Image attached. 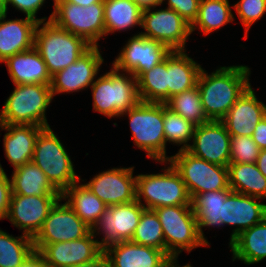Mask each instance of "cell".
<instances>
[{"instance_id": "cell-1", "label": "cell", "mask_w": 266, "mask_h": 267, "mask_svg": "<svg viewBox=\"0 0 266 267\" xmlns=\"http://www.w3.org/2000/svg\"><path fill=\"white\" fill-rule=\"evenodd\" d=\"M246 65L223 66L208 74L201 69L197 87L208 120L221 121L237 99L251 86Z\"/></svg>"}, {"instance_id": "cell-2", "label": "cell", "mask_w": 266, "mask_h": 267, "mask_svg": "<svg viewBox=\"0 0 266 267\" xmlns=\"http://www.w3.org/2000/svg\"><path fill=\"white\" fill-rule=\"evenodd\" d=\"M34 47L40 53L52 76L75 63L92 45L84 38L58 27L49 20L38 23Z\"/></svg>"}, {"instance_id": "cell-3", "label": "cell", "mask_w": 266, "mask_h": 267, "mask_svg": "<svg viewBox=\"0 0 266 267\" xmlns=\"http://www.w3.org/2000/svg\"><path fill=\"white\" fill-rule=\"evenodd\" d=\"M91 89L94 111L111 119L121 117L141 101L137 79L131 73H123L113 66L109 72L95 79Z\"/></svg>"}, {"instance_id": "cell-4", "label": "cell", "mask_w": 266, "mask_h": 267, "mask_svg": "<svg viewBox=\"0 0 266 267\" xmlns=\"http://www.w3.org/2000/svg\"><path fill=\"white\" fill-rule=\"evenodd\" d=\"M52 99L49 85L15 84L0 112V124L50 127L45 114Z\"/></svg>"}, {"instance_id": "cell-5", "label": "cell", "mask_w": 266, "mask_h": 267, "mask_svg": "<svg viewBox=\"0 0 266 267\" xmlns=\"http://www.w3.org/2000/svg\"><path fill=\"white\" fill-rule=\"evenodd\" d=\"M64 145L50 127L43 128L37 137L32 162L46 175L62 195L72 184L81 180Z\"/></svg>"}, {"instance_id": "cell-6", "label": "cell", "mask_w": 266, "mask_h": 267, "mask_svg": "<svg viewBox=\"0 0 266 267\" xmlns=\"http://www.w3.org/2000/svg\"><path fill=\"white\" fill-rule=\"evenodd\" d=\"M160 163L169 164L162 168L164 173L136 175V200L150 210L163 206L192 205L180 174L170 162Z\"/></svg>"}, {"instance_id": "cell-7", "label": "cell", "mask_w": 266, "mask_h": 267, "mask_svg": "<svg viewBox=\"0 0 266 267\" xmlns=\"http://www.w3.org/2000/svg\"><path fill=\"white\" fill-rule=\"evenodd\" d=\"M123 115L129 118L134 145L148 158L165 162L163 103L140 101Z\"/></svg>"}, {"instance_id": "cell-8", "label": "cell", "mask_w": 266, "mask_h": 267, "mask_svg": "<svg viewBox=\"0 0 266 267\" xmlns=\"http://www.w3.org/2000/svg\"><path fill=\"white\" fill-rule=\"evenodd\" d=\"M162 225L165 252L177 256L199 246H208L199 236L196 215L192 205L163 206L154 209Z\"/></svg>"}, {"instance_id": "cell-9", "label": "cell", "mask_w": 266, "mask_h": 267, "mask_svg": "<svg viewBox=\"0 0 266 267\" xmlns=\"http://www.w3.org/2000/svg\"><path fill=\"white\" fill-rule=\"evenodd\" d=\"M168 162L180 174L191 200L200 193L231 189L228 167L209 163L187 150H179Z\"/></svg>"}, {"instance_id": "cell-10", "label": "cell", "mask_w": 266, "mask_h": 267, "mask_svg": "<svg viewBox=\"0 0 266 267\" xmlns=\"http://www.w3.org/2000/svg\"><path fill=\"white\" fill-rule=\"evenodd\" d=\"M54 11L49 16L58 27L84 38L92 46L105 38L104 5L97 2L81 6L71 2L54 1Z\"/></svg>"}, {"instance_id": "cell-11", "label": "cell", "mask_w": 266, "mask_h": 267, "mask_svg": "<svg viewBox=\"0 0 266 267\" xmlns=\"http://www.w3.org/2000/svg\"><path fill=\"white\" fill-rule=\"evenodd\" d=\"M142 11L140 35L161 42L171 51H185L186 41L191 35V25L170 8Z\"/></svg>"}, {"instance_id": "cell-12", "label": "cell", "mask_w": 266, "mask_h": 267, "mask_svg": "<svg viewBox=\"0 0 266 267\" xmlns=\"http://www.w3.org/2000/svg\"><path fill=\"white\" fill-rule=\"evenodd\" d=\"M145 208L134 200L130 203L108 206L98 222L92 227L96 237L103 234L99 246L105 250L108 246L122 241H131Z\"/></svg>"}, {"instance_id": "cell-13", "label": "cell", "mask_w": 266, "mask_h": 267, "mask_svg": "<svg viewBox=\"0 0 266 267\" xmlns=\"http://www.w3.org/2000/svg\"><path fill=\"white\" fill-rule=\"evenodd\" d=\"M61 201L62 198L50 209L41 230L33 239L36 252L45 244L81 239L92 231L67 202Z\"/></svg>"}, {"instance_id": "cell-14", "label": "cell", "mask_w": 266, "mask_h": 267, "mask_svg": "<svg viewBox=\"0 0 266 267\" xmlns=\"http://www.w3.org/2000/svg\"><path fill=\"white\" fill-rule=\"evenodd\" d=\"M170 52L161 42L137 33L128 39L112 66L118 71L131 73L136 78L165 60Z\"/></svg>"}, {"instance_id": "cell-15", "label": "cell", "mask_w": 266, "mask_h": 267, "mask_svg": "<svg viewBox=\"0 0 266 267\" xmlns=\"http://www.w3.org/2000/svg\"><path fill=\"white\" fill-rule=\"evenodd\" d=\"M230 138L222 121L209 120L195 126L192 145L186 150L209 163L227 167L230 163Z\"/></svg>"}, {"instance_id": "cell-16", "label": "cell", "mask_w": 266, "mask_h": 267, "mask_svg": "<svg viewBox=\"0 0 266 267\" xmlns=\"http://www.w3.org/2000/svg\"><path fill=\"white\" fill-rule=\"evenodd\" d=\"M61 196H25L12 194L6 219L23 234L34 239L41 230L50 209Z\"/></svg>"}, {"instance_id": "cell-17", "label": "cell", "mask_w": 266, "mask_h": 267, "mask_svg": "<svg viewBox=\"0 0 266 267\" xmlns=\"http://www.w3.org/2000/svg\"><path fill=\"white\" fill-rule=\"evenodd\" d=\"M99 46H92L67 68L51 76L52 96L84 90L94 83L104 59Z\"/></svg>"}, {"instance_id": "cell-18", "label": "cell", "mask_w": 266, "mask_h": 267, "mask_svg": "<svg viewBox=\"0 0 266 267\" xmlns=\"http://www.w3.org/2000/svg\"><path fill=\"white\" fill-rule=\"evenodd\" d=\"M134 167L111 168L99 172L84 183L107 206L130 203L136 200Z\"/></svg>"}, {"instance_id": "cell-19", "label": "cell", "mask_w": 266, "mask_h": 267, "mask_svg": "<svg viewBox=\"0 0 266 267\" xmlns=\"http://www.w3.org/2000/svg\"><path fill=\"white\" fill-rule=\"evenodd\" d=\"M92 231L77 240L45 244L38 253L49 267H73L96 259L104 250Z\"/></svg>"}, {"instance_id": "cell-20", "label": "cell", "mask_w": 266, "mask_h": 267, "mask_svg": "<svg viewBox=\"0 0 266 267\" xmlns=\"http://www.w3.org/2000/svg\"><path fill=\"white\" fill-rule=\"evenodd\" d=\"M260 198L231 192L222 203L223 225L235 226L229 244L242 231L258 224L266 217V204L257 202ZM257 200V201H256Z\"/></svg>"}, {"instance_id": "cell-21", "label": "cell", "mask_w": 266, "mask_h": 267, "mask_svg": "<svg viewBox=\"0 0 266 267\" xmlns=\"http://www.w3.org/2000/svg\"><path fill=\"white\" fill-rule=\"evenodd\" d=\"M266 116V105L258 100L250 86L221 120L231 136H252L254 128Z\"/></svg>"}, {"instance_id": "cell-22", "label": "cell", "mask_w": 266, "mask_h": 267, "mask_svg": "<svg viewBox=\"0 0 266 267\" xmlns=\"http://www.w3.org/2000/svg\"><path fill=\"white\" fill-rule=\"evenodd\" d=\"M104 252L110 267H162L170 257L165 251L132 241L112 244Z\"/></svg>"}, {"instance_id": "cell-23", "label": "cell", "mask_w": 266, "mask_h": 267, "mask_svg": "<svg viewBox=\"0 0 266 267\" xmlns=\"http://www.w3.org/2000/svg\"><path fill=\"white\" fill-rule=\"evenodd\" d=\"M43 128L36 125L0 124L1 131H6L3 138L5 156L13 169L32 162L37 137Z\"/></svg>"}, {"instance_id": "cell-24", "label": "cell", "mask_w": 266, "mask_h": 267, "mask_svg": "<svg viewBox=\"0 0 266 267\" xmlns=\"http://www.w3.org/2000/svg\"><path fill=\"white\" fill-rule=\"evenodd\" d=\"M7 14L0 17V63L8 57L34 47L35 30L38 21L25 19L6 20Z\"/></svg>"}, {"instance_id": "cell-25", "label": "cell", "mask_w": 266, "mask_h": 267, "mask_svg": "<svg viewBox=\"0 0 266 267\" xmlns=\"http://www.w3.org/2000/svg\"><path fill=\"white\" fill-rule=\"evenodd\" d=\"M2 63L6 64L9 76L14 85H51V75L47 70L46 63L35 47L16 53Z\"/></svg>"}, {"instance_id": "cell-26", "label": "cell", "mask_w": 266, "mask_h": 267, "mask_svg": "<svg viewBox=\"0 0 266 267\" xmlns=\"http://www.w3.org/2000/svg\"><path fill=\"white\" fill-rule=\"evenodd\" d=\"M202 66L185 51H171L167 56L168 99L197 86Z\"/></svg>"}, {"instance_id": "cell-27", "label": "cell", "mask_w": 266, "mask_h": 267, "mask_svg": "<svg viewBox=\"0 0 266 267\" xmlns=\"http://www.w3.org/2000/svg\"><path fill=\"white\" fill-rule=\"evenodd\" d=\"M232 260L246 265L261 262L266 258V217L249 229L242 231L229 244Z\"/></svg>"}, {"instance_id": "cell-28", "label": "cell", "mask_w": 266, "mask_h": 267, "mask_svg": "<svg viewBox=\"0 0 266 267\" xmlns=\"http://www.w3.org/2000/svg\"><path fill=\"white\" fill-rule=\"evenodd\" d=\"M72 184L62 195L74 210L75 214L92 228L107 209V205L101 201L85 184Z\"/></svg>"}, {"instance_id": "cell-29", "label": "cell", "mask_w": 266, "mask_h": 267, "mask_svg": "<svg viewBox=\"0 0 266 267\" xmlns=\"http://www.w3.org/2000/svg\"><path fill=\"white\" fill-rule=\"evenodd\" d=\"M232 192L231 189H223L218 191H208L196 195L192 200V208L196 215L199 236L209 246L208 240L204 237L203 228L205 227H223L222 203L226 197Z\"/></svg>"}, {"instance_id": "cell-30", "label": "cell", "mask_w": 266, "mask_h": 267, "mask_svg": "<svg viewBox=\"0 0 266 267\" xmlns=\"http://www.w3.org/2000/svg\"><path fill=\"white\" fill-rule=\"evenodd\" d=\"M12 194L25 196H61L45 173L33 162L14 169L10 178Z\"/></svg>"}, {"instance_id": "cell-31", "label": "cell", "mask_w": 266, "mask_h": 267, "mask_svg": "<svg viewBox=\"0 0 266 267\" xmlns=\"http://www.w3.org/2000/svg\"><path fill=\"white\" fill-rule=\"evenodd\" d=\"M227 167L233 192L266 199V177L256 163H229Z\"/></svg>"}, {"instance_id": "cell-32", "label": "cell", "mask_w": 266, "mask_h": 267, "mask_svg": "<svg viewBox=\"0 0 266 267\" xmlns=\"http://www.w3.org/2000/svg\"><path fill=\"white\" fill-rule=\"evenodd\" d=\"M105 36L141 27L142 9L132 0H104Z\"/></svg>"}, {"instance_id": "cell-33", "label": "cell", "mask_w": 266, "mask_h": 267, "mask_svg": "<svg viewBox=\"0 0 266 267\" xmlns=\"http://www.w3.org/2000/svg\"><path fill=\"white\" fill-rule=\"evenodd\" d=\"M228 0H200L197 19L191 25V33L196 29L204 35L233 22L234 15Z\"/></svg>"}, {"instance_id": "cell-34", "label": "cell", "mask_w": 266, "mask_h": 267, "mask_svg": "<svg viewBox=\"0 0 266 267\" xmlns=\"http://www.w3.org/2000/svg\"><path fill=\"white\" fill-rule=\"evenodd\" d=\"M136 79L141 101L165 103L168 100L167 57L151 70L140 73Z\"/></svg>"}, {"instance_id": "cell-35", "label": "cell", "mask_w": 266, "mask_h": 267, "mask_svg": "<svg viewBox=\"0 0 266 267\" xmlns=\"http://www.w3.org/2000/svg\"><path fill=\"white\" fill-rule=\"evenodd\" d=\"M12 236L0 229V267H21L35 251L33 239Z\"/></svg>"}, {"instance_id": "cell-36", "label": "cell", "mask_w": 266, "mask_h": 267, "mask_svg": "<svg viewBox=\"0 0 266 267\" xmlns=\"http://www.w3.org/2000/svg\"><path fill=\"white\" fill-rule=\"evenodd\" d=\"M163 124L165 137V162L170 159L166 155V143L182 145L178 150H186L191 144L195 125L185 120L182 116L172 111L163 103Z\"/></svg>"}, {"instance_id": "cell-37", "label": "cell", "mask_w": 266, "mask_h": 267, "mask_svg": "<svg viewBox=\"0 0 266 267\" xmlns=\"http://www.w3.org/2000/svg\"><path fill=\"white\" fill-rule=\"evenodd\" d=\"M165 104L195 126L209 121L204 113L197 86L172 96Z\"/></svg>"}, {"instance_id": "cell-38", "label": "cell", "mask_w": 266, "mask_h": 267, "mask_svg": "<svg viewBox=\"0 0 266 267\" xmlns=\"http://www.w3.org/2000/svg\"><path fill=\"white\" fill-rule=\"evenodd\" d=\"M132 242L165 251L162 225L154 210L145 209L136 227Z\"/></svg>"}, {"instance_id": "cell-39", "label": "cell", "mask_w": 266, "mask_h": 267, "mask_svg": "<svg viewBox=\"0 0 266 267\" xmlns=\"http://www.w3.org/2000/svg\"><path fill=\"white\" fill-rule=\"evenodd\" d=\"M259 152L251 136H231L230 163H256Z\"/></svg>"}, {"instance_id": "cell-40", "label": "cell", "mask_w": 266, "mask_h": 267, "mask_svg": "<svg viewBox=\"0 0 266 267\" xmlns=\"http://www.w3.org/2000/svg\"><path fill=\"white\" fill-rule=\"evenodd\" d=\"M237 16L245 27V36L248 37L250 27L266 13V0H239L233 5Z\"/></svg>"}, {"instance_id": "cell-41", "label": "cell", "mask_w": 266, "mask_h": 267, "mask_svg": "<svg viewBox=\"0 0 266 267\" xmlns=\"http://www.w3.org/2000/svg\"><path fill=\"white\" fill-rule=\"evenodd\" d=\"M167 1L168 8L176 11L190 25L197 19L200 0H162Z\"/></svg>"}, {"instance_id": "cell-42", "label": "cell", "mask_w": 266, "mask_h": 267, "mask_svg": "<svg viewBox=\"0 0 266 267\" xmlns=\"http://www.w3.org/2000/svg\"><path fill=\"white\" fill-rule=\"evenodd\" d=\"M46 0H5L6 9L8 11V6L12 5L16 10L24 13L26 17L32 18L38 22L49 21L47 17L36 18V14L44 5Z\"/></svg>"}, {"instance_id": "cell-43", "label": "cell", "mask_w": 266, "mask_h": 267, "mask_svg": "<svg viewBox=\"0 0 266 267\" xmlns=\"http://www.w3.org/2000/svg\"><path fill=\"white\" fill-rule=\"evenodd\" d=\"M11 195V181L0 164V220L7 218Z\"/></svg>"}, {"instance_id": "cell-44", "label": "cell", "mask_w": 266, "mask_h": 267, "mask_svg": "<svg viewBox=\"0 0 266 267\" xmlns=\"http://www.w3.org/2000/svg\"><path fill=\"white\" fill-rule=\"evenodd\" d=\"M251 137L260 150L266 149V116L254 128Z\"/></svg>"}, {"instance_id": "cell-45", "label": "cell", "mask_w": 266, "mask_h": 267, "mask_svg": "<svg viewBox=\"0 0 266 267\" xmlns=\"http://www.w3.org/2000/svg\"><path fill=\"white\" fill-rule=\"evenodd\" d=\"M21 267H49L44 258L36 251H34Z\"/></svg>"}, {"instance_id": "cell-46", "label": "cell", "mask_w": 266, "mask_h": 267, "mask_svg": "<svg viewBox=\"0 0 266 267\" xmlns=\"http://www.w3.org/2000/svg\"><path fill=\"white\" fill-rule=\"evenodd\" d=\"M73 267H110V266H109L107 256L105 252L103 251L96 259L90 262L78 264Z\"/></svg>"}, {"instance_id": "cell-47", "label": "cell", "mask_w": 266, "mask_h": 267, "mask_svg": "<svg viewBox=\"0 0 266 267\" xmlns=\"http://www.w3.org/2000/svg\"><path fill=\"white\" fill-rule=\"evenodd\" d=\"M134 1L142 10L150 9L161 5L162 0H132Z\"/></svg>"}, {"instance_id": "cell-48", "label": "cell", "mask_w": 266, "mask_h": 267, "mask_svg": "<svg viewBox=\"0 0 266 267\" xmlns=\"http://www.w3.org/2000/svg\"><path fill=\"white\" fill-rule=\"evenodd\" d=\"M256 164L259 171L266 177V149L260 150Z\"/></svg>"}, {"instance_id": "cell-49", "label": "cell", "mask_w": 266, "mask_h": 267, "mask_svg": "<svg viewBox=\"0 0 266 267\" xmlns=\"http://www.w3.org/2000/svg\"><path fill=\"white\" fill-rule=\"evenodd\" d=\"M178 257L172 256L169 257L168 260L162 265V267H192L190 263H187L186 265L180 266L178 264Z\"/></svg>"}, {"instance_id": "cell-50", "label": "cell", "mask_w": 266, "mask_h": 267, "mask_svg": "<svg viewBox=\"0 0 266 267\" xmlns=\"http://www.w3.org/2000/svg\"><path fill=\"white\" fill-rule=\"evenodd\" d=\"M53 1L71 2L81 6H88L97 2H104V0H53Z\"/></svg>"}, {"instance_id": "cell-51", "label": "cell", "mask_w": 266, "mask_h": 267, "mask_svg": "<svg viewBox=\"0 0 266 267\" xmlns=\"http://www.w3.org/2000/svg\"><path fill=\"white\" fill-rule=\"evenodd\" d=\"M7 14L5 0H0V17Z\"/></svg>"}]
</instances>
